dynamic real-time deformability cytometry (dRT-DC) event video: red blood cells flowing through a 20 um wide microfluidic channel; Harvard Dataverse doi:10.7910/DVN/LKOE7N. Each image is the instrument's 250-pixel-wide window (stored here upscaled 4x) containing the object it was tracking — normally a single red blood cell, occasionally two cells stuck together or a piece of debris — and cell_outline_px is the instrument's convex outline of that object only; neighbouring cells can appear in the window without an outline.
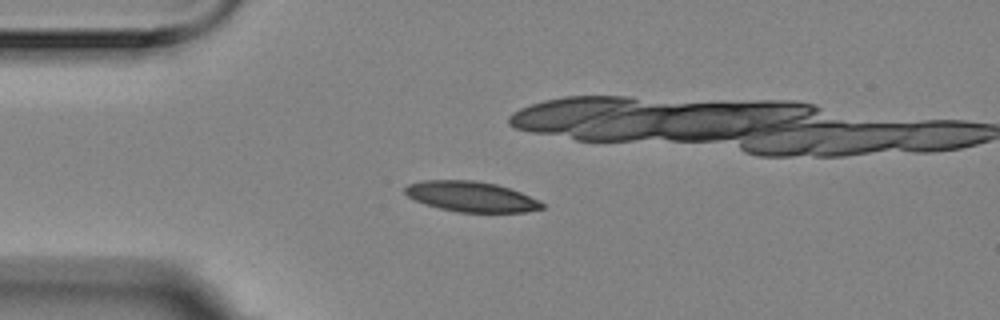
{"species": "Egyptian fruit bat (a non-hibernating species)", "species_latin": "Rousettus aegyptiacus", "temperature_condition": "room temperature", "stored_images_in_passage": 8, "camera_frame_rate_fps": 3000, "um_per_image_px": 0.085, "animal": {"sex": "female"}, "frame": {"image": 1, "passage_image": 1, "time_ms": 0.0, "image_size_px": [1000, 320], "cell_outline_px": [[544, 208], [524, 212], [460, 212], [440, 208], [416, 200], [408, 196], [404, 192], [404, 188], [408, 184], [424, 180], [472, 180], [496, 184], [520, 192], [544, 204]], "centroid_in_image_um": [40.03, 16.7], "position_along_channel_um": 45.0, "area_um2": 23.81}}